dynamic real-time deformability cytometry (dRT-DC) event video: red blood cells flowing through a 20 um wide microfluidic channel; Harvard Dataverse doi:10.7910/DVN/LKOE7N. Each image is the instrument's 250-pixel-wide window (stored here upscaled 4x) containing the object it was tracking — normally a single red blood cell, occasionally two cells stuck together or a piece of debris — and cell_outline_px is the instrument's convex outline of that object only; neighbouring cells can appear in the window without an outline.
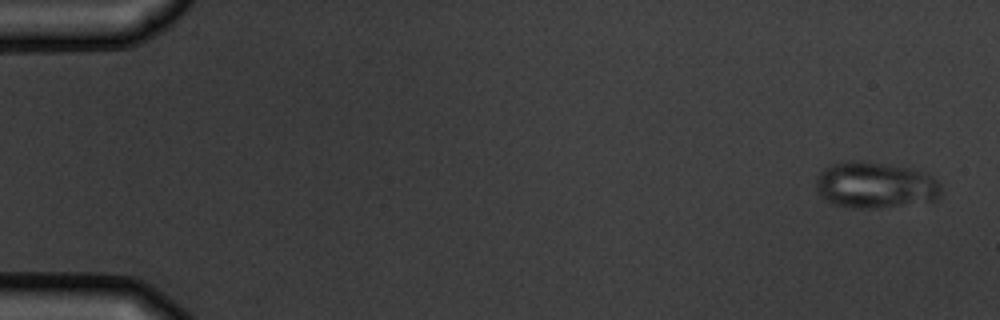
{"species": "common noctule bat (a hibernating species)", "species_latin": "Nyctalus noctula", "temperature_condition": "warm", "stored_images_in_passage": 9, "camera_frame_rate_fps": 3000, "um_per_image_px": 0.085, "animal": {"sex": "male", "body_mass_g": 19.5, "forearm_length_mm": 54.6}, "frame": {"image": 1, "passage_image": 1, "time_ms": 0.0, "image_size_px": [1000, 320], "cell_outline_px": [[944, 192], [940, 196], [932, 200], [876, 208], [852, 208], [836, 204], [820, 196], [816, 192], [816, 176], [824, 168], [832, 164], [852, 160], [864, 160], [912, 168], [924, 172], [932, 176], [940, 184]], "centroid_in_image_um": [74.38, 15.71], "position_along_channel_um": 10.6, "area_um2": 33.87}}
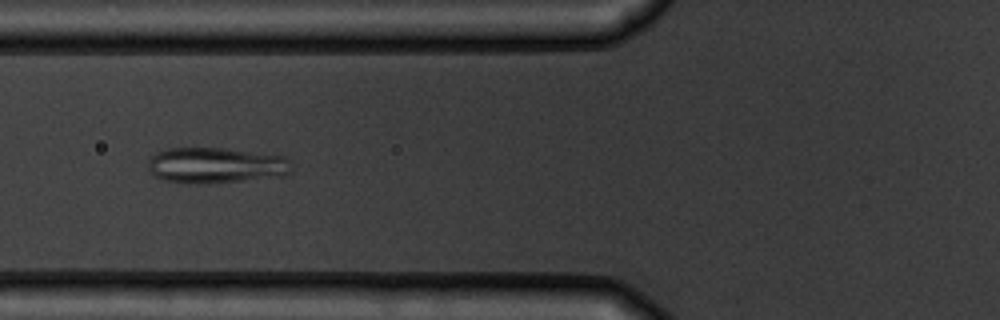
{"frame": {"image": 2, "passage_image": 6, "time_ms": 6.333, "image_size_px": [1000, 320], "cell_outline_px": [[288, 176], [208, 184], [188, 184], [164, 180], [152, 176], [148, 168], [148, 156], [156, 152], [168, 148], [224, 148], [284, 156], [288, 160]], "centroid_in_image_um": [18.26, 14.07], "position_along_channel_um": 107.5, "area_um2": 30.35}}